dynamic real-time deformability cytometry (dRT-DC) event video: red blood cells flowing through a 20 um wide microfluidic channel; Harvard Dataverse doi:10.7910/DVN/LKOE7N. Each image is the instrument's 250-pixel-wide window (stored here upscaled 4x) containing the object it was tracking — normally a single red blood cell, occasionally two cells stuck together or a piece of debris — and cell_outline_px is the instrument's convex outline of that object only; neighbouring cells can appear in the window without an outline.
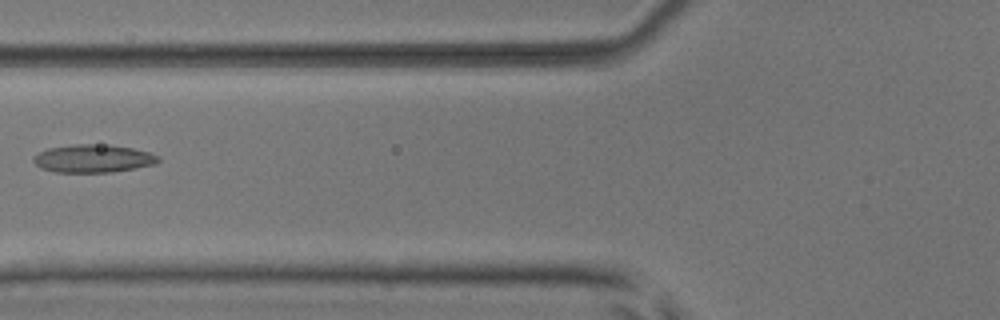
{"species": "common noctule bat (a hibernating species)", "species_latin": "Nyctalus noctula", "temperature_condition": "room temperature", "stored_images_in_passage": 6, "camera_frame_rate_fps": 3000, "um_per_image_px": 0.085, "animal": {"sex": "male", "body_mass_g": 17.9, "forearm_length_mm": 54.2}, "frame": {"image": 1, "passage_image": 6, "time_ms": 1.667, "image_size_px": [1000, 320], "cell_outline_px": [[160, 160], [156, 164], [136, 168], [112, 172], [56, 172], [40, 168], [32, 160], [32, 156], [48, 148], [72, 144], [108, 144], [132, 148], [148, 152], [160, 156]], "centroid_in_image_um": [7.92, 13.47], "position_along_channel_um": 117.9, "area_um2": 20.52}}